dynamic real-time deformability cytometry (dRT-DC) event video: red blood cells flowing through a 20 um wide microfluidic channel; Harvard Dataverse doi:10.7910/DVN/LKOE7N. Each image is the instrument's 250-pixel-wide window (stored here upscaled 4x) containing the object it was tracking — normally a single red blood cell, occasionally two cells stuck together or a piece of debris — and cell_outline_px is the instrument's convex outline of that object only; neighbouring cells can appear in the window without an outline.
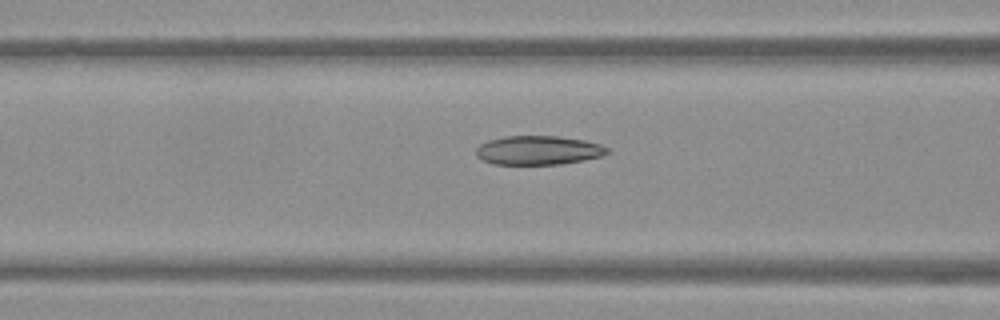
{"species": "Egyptian fruit bat (a non-hibernating species)", "species_latin": "Rousettus aegyptiacus", "temperature_condition": "warm", "stored_images_in_passage": 18, "camera_frame_rate_fps": 3000, "um_per_image_px": 0.085, "frame": {"image": 1, "passage_image": 16, "time_ms": 5.0, "image_size_px": [1000, 320], "cell_outline_px": [[612, 152], [604, 156], [584, 160], [560, 164], [492, 164], [476, 156], [476, 148], [480, 144], [488, 140], [504, 136], [556, 136], [584, 140], [600, 144], [608, 148]], "centroid_in_image_um": [45.78, 12.77], "position_along_channel_um": 120.8, "area_um2": 22.31}}